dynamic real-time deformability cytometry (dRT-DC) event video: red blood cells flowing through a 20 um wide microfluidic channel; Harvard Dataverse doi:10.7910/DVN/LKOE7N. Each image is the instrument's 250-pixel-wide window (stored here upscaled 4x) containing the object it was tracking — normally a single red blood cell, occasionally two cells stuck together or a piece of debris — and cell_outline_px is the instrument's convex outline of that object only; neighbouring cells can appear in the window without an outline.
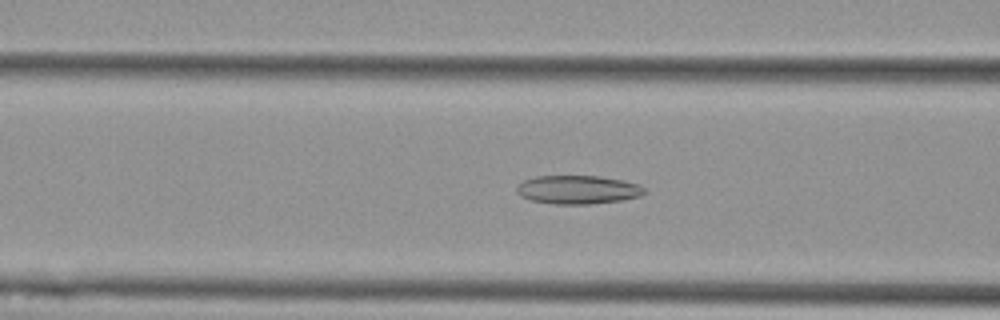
{"species": "Egyptian fruit bat (a non-hibernating species)", "species_latin": "Rousettus aegyptiacus", "temperature_condition": "cold", "stored_images_in_passage": 55, "camera_frame_rate_fps": 3000, "um_per_image_px": 0.085, "animal": {"sex": "female"}, "frame": {"image": 1, "passage_image": 21, "time_ms": 6.667, "image_size_px": [1000, 320], "cell_outline_px": [[644, 192], [640, 196], [620, 200], [588, 204], [556, 204], [532, 200], [520, 196], [516, 192], [516, 188], [524, 180], [536, 176], [600, 176], [624, 180], [640, 184], [644, 188]], "centroid_in_image_um": [49.12, 16.11], "position_along_channel_um": 117.5, "area_um2": 21.15}}
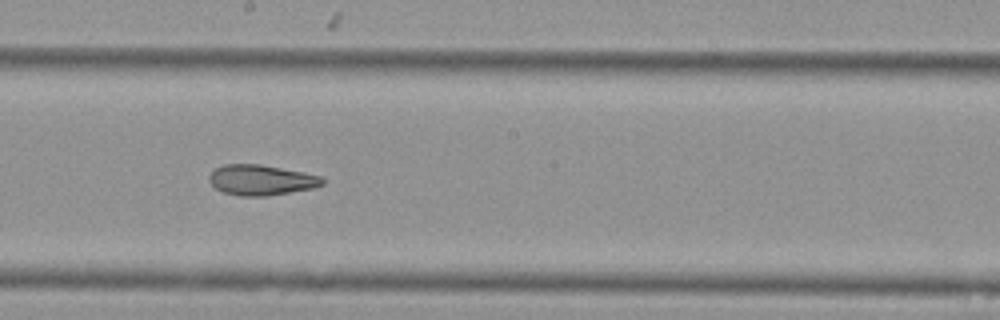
{"frame": {"image": 2, "passage_image": 30, "time_ms": 9.667, "image_size_px": [1000, 320], "cell_outline_px": [[324, 184], [316, 188], [268, 196], [240, 196], [224, 192], [216, 188], [208, 180], [208, 176], [216, 168], [224, 164], [260, 164], [304, 172], [320, 176], [324, 180]], "centroid_in_image_um": [22.22, 15.3], "position_along_channel_um": 226.0, "area_um2": 20.17}}
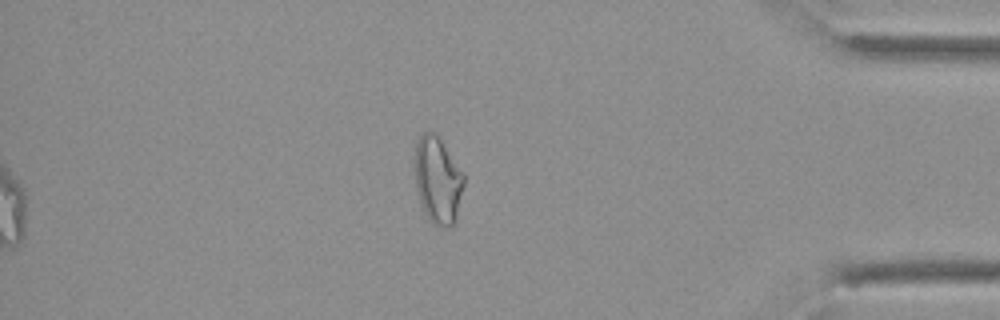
{"frame": {"image": 3, "passage_image": 47, "time_ms": 15.333, "image_size_px": [1000, 320], "cell_outline_px": [[464, 184], [456, 220], [448, 228], [444, 228], [432, 224], [428, 220], [424, 212], [416, 188], [416, 140], [428, 128], [436, 132], [464, 172]], "centroid_in_image_um": [37.23, 15.29], "position_along_channel_um": 398.0, "area_um2": 25.14}, "authors_computed_cell_mechanics": {"area_um2": 24.4494, "velocity_mm_per_s": 3.6296, "shape_relaxation_time_tau1_ms": null, "shape_relaxation_time_tau2_ms": 4.5699, "deformation_change_tau1": null, "deformation_change_tau2": 0.1259}}